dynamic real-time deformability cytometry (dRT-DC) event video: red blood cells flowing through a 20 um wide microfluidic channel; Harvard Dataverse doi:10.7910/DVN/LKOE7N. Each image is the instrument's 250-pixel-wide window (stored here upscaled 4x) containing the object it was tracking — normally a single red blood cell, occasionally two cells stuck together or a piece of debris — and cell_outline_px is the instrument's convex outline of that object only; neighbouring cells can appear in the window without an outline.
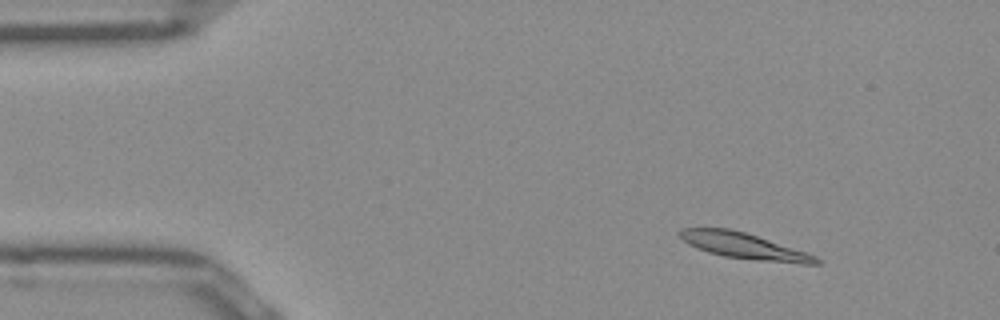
{"species": "Egyptian fruit bat (a non-hibernating species)", "species_latin": "Rousettus aegyptiacus", "temperature_condition": "room temperature", "stored_images_in_passage": 48, "camera_frame_rate_fps": 3000, "um_per_image_px": 0.085, "frame": {"image": 1, "passage_image": 3, "time_ms": 0.667, "image_size_px": [1000, 320], "cell_outline_px": [[820, 264], [804, 264], [756, 260], [724, 256], [708, 252], [696, 248], [688, 244], [676, 232], [680, 228], [728, 228], [744, 232], [816, 256], [820, 260]], "centroid_in_image_um": [63.17, 20.9], "position_along_channel_um": 21.8, "area_um2": 20.23}}
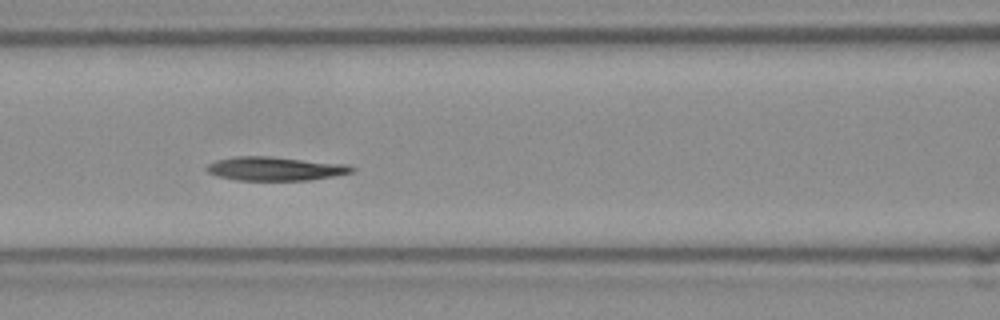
{"frame": {"image": 2, "passage_image": 18, "time_ms": 5.667, "image_size_px": [1000, 320], "cell_outline_px": [[356, 168], [352, 172], [312, 180], [236, 180], [216, 176], [208, 172], [204, 168], [208, 164], [216, 160], [236, 156], [268, 156], [348, 164]], "centroid_in_image_um": [23.37, 14.33], "position_along_channel_um": 143.2, "area_um2": 20.17}}
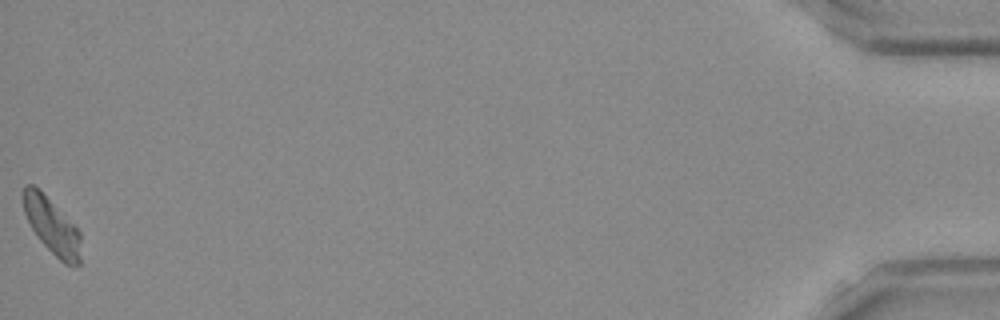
{"frame": {"image": 3, "passage_image": 48, "time_ms": 15.667, "image_size_px": [1000, 320], "cell_outline_px": [[80, 264], [72, 268], [64, 264], [36, 236], [24, 212], [24, 184], [32, 184], [80, 232]], "centroid_in_image_um": [4.43, 19.3], "position_along_channel_um": 430.8, "area_um2": 17.98}, "authors_computed_cell_mechanics": {"area_um2": 19.941, "velocity_mm_per_s": 3.9112, "shape_relaxation_time_tau1_ms": 11.1916, "shape_relaxation_time_tau2_ms": 10.4658, "deformation_change_tau1": 0.2402, "deformation_change_tau2": 0.1719}}